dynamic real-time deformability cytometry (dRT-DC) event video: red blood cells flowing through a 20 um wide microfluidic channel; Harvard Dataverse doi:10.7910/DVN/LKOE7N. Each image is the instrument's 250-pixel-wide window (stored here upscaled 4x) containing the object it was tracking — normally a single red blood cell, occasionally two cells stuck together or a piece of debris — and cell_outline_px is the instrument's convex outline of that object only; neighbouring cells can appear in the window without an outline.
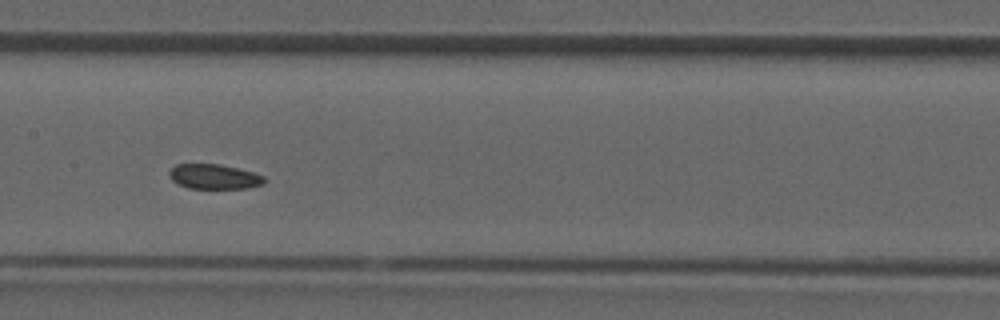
{"species": "common noctule bat (a hibernating species)", "species_latin": "Nyctalus noctula", "temperature_condition": "room temperature", "stored_images_in_passage": 35, "camera_frame_rate_fps": 3000, "um_per_image_px": 0.085, "animal": {"sex": "male", "forearm_length_mm": 52.5}, "frame": {"image": 1, "passage_image": 16, "time_ms": 5.0, "image_size_px": [1000, 320], "cell_outline_px": [[264, 184], [244, 188], [188, 188], [172, 180], [168, 176], [168, 172], [176, 164], [220, 164], [252, 172], [264, 176]], "centroid_in_image_um": [18.17, 15.01], "position_along_channel_um": 189.2, "area_um2": 13.58}}